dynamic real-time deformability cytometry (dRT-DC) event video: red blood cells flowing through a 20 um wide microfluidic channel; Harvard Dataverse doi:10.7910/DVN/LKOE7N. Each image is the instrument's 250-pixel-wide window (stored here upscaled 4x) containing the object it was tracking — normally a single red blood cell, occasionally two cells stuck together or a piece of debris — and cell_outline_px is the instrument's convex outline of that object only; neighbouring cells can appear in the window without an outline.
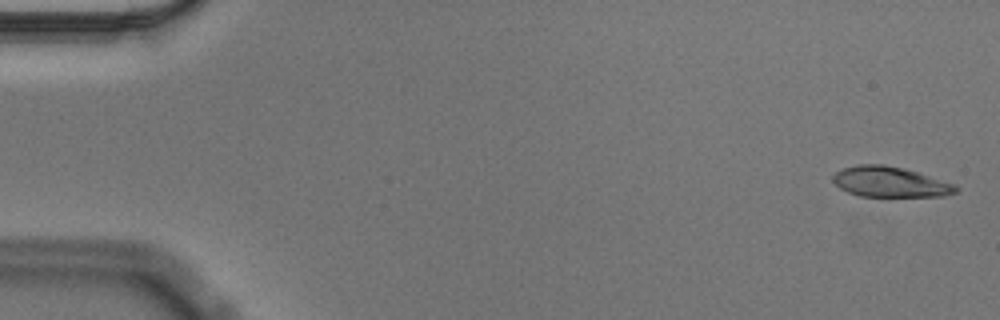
{"species": "Egyptian fruit bat (a non-hibernating species)", "species_latin": "Rousettus aegyptiacus", "temperature_condition": "cold", "stored_images_in_passage": 56, "camera_frame_rate_fps": 3000, "um_per_image_px": 0.085, "animal": {"sex": "male"}, "frame": {"image": 1, "passage_image": 2, "time_ms": 0.333, "image_size_px": [1000, 320], "cell_outline_px": [[960, 188], [956, 192], [944, 196], [860, 196], [848, 192], [840, 188], [832, 180], [832, 176], [836, 172], [844, 168], [860, 164], [884, 164], [904, 168], [956, 184]], "centroid_in_image_um": [75.68, 15.46], "position_along_channel_um": 9.3, "area_um2": 21.73}}
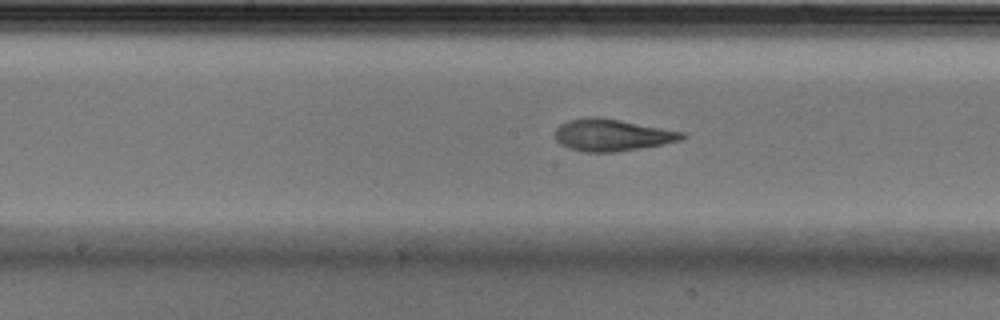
{"frame": {"image": 2, "passage_image": 29, "time_ms": 9.333, "image_size_px": [1000, 320], "cell_outline_px": [[688, 136], [680, 140], [660, 144], [616, 152], [584, 152], [568, 148], [560, 144], [556, 140], [556, 128], [560, 124], [568, 120], [588, 116], [600, 116], [684, 132]], "centroid_in_image_um": [51.98, 11.46], "position_along_channel_um": 196.2, "area_um2": 23.64}}
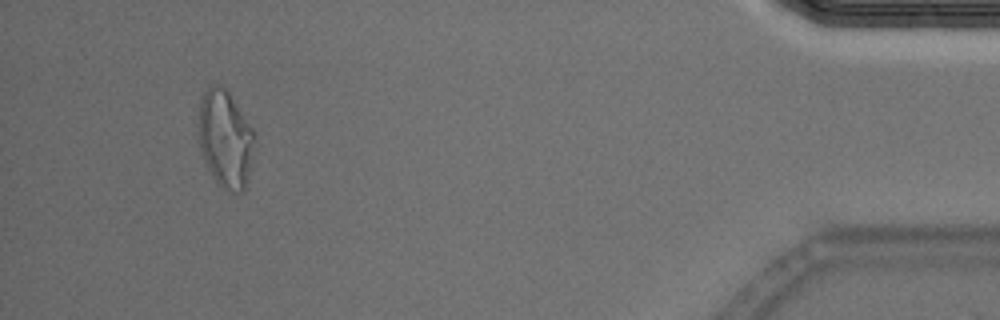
{"frame": {"image": 3, "passage_image": 53, "time_ms": 17.333, "image_size_px": [1000, 320], "cell_outline_px": [[256, 140], [252, 164], [248, 180], [244, 192], [232, 192], [216, 184], [204, 160], [200, 148], [200, 100], [204, 92], [212, 84], [216, 84], [224, 88], [228, 92], [252, 128], [256, 136]], "centroid_in_image_um": [19.2, 11.87], "position_along_channel_um": 416.0, "area_um2": 31.73}, "authors_computed_cell_mechanics": {"area_um2": 23.3512, "velocity_mm_per_s": 3.55, "shape_relaxation_time_tau1_ms": 4.312, "shape_relaxation_time_tau2_ms": 1.3548, "deformation_change_tau1": 0.1621, "deformation_change_tau2": 0.0778}}